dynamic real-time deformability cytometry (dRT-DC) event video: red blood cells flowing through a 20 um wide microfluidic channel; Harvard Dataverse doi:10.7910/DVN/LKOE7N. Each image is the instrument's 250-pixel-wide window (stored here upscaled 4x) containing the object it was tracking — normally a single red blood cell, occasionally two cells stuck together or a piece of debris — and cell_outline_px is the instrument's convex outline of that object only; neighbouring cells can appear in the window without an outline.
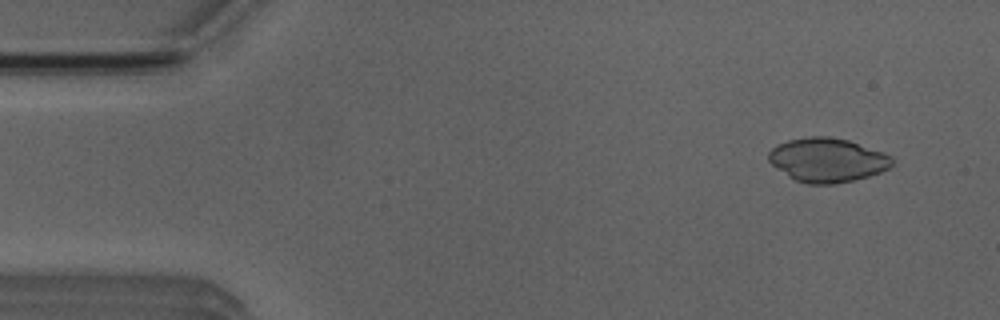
{"species": "Egyptian fruit bat (a non-hibernating species)", "species_latin": "Rousettus aegyptiacus", "temperature_condition": "room temperature", "stored_images_in_passage": 7, "camera_frame_rate_fps": 3000, "um_per_image_px": 0.085, "animal": {"sex": "male"}, "frame": {"image": 1, "passage_image": 2, "time_ms": 1.0, "image_size_px": [1000, 320], "cell_outline_px": [[892, 164], [888, 168], [880, 172], [868, 176], [852, 180], [832, 184], [808, 184], [796, 180], [788, 176], [772, 164], [768, 160], [768, 152], [776, 144], [788, 140], [808, 136], [828, 136], [848, 140], [884, 152], [892, 156]], "centroid_in_image_um": [70.31, 13.59], "position_along_channel_um": 14.7, "area_um2": 31.62}}